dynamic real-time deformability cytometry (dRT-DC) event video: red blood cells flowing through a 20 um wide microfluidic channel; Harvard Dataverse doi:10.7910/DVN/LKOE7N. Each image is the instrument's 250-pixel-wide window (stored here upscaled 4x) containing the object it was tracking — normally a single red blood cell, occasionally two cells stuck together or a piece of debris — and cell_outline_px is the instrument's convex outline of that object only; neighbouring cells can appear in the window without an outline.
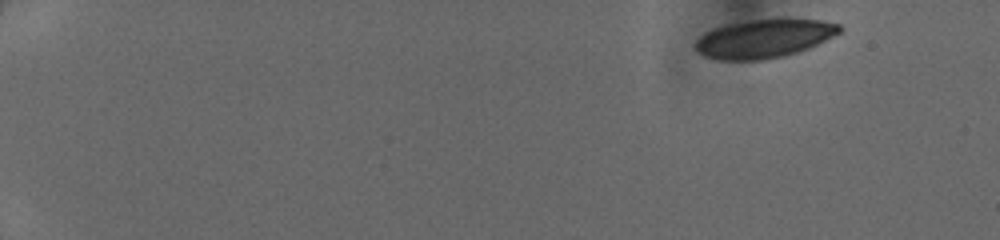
{"species": "human", "species_latin": "Homo sapiens", "temperature_condition": "cold", "stored_images_in_passage": 45, "camera_frame_rate_fps": 3000, "um_per_image_px": 0.085, "donor": {"sex": "female"}, "frame": {"image": 1, "passage_image": 1, "time_ms": 0.0, "image_size_px": [1000, 240], "cell_outline_px": [[840, 32], [808, 48], [784, 56], [764, 60], [720, 60], [704, 56], [696, 52], [696, 40], [704, 32], [712, 28], [728, 24], [752, 20], [780, 16], [784, 16], [820, 20], [840, 24]], "centroid_in_image_um": [64.93, 3.24], "position_along_channel_um": 20.1, "area_um2": 32.95}}
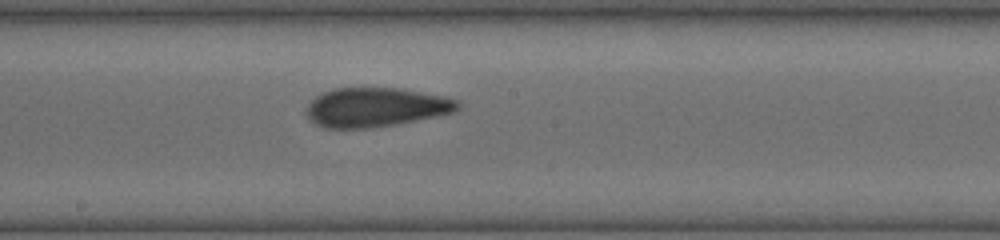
{"frame": {"image": 2, "passage_image": 26, "time_ms": 8.333, "image_size_px": [1000, 240], "cell_outline_px": [[460, 108], [452, 112], [436, 116], [396, 124], [368, 128], [324, 128], [316, 124], [304, 112], [308, 104], [316, 96], [324, 92], [336, 88], [400, 88], [444, 96], [456, 100], [460, 104]], "centroid_in_image_um": [31.92, 9.12], "position_along_channel_um": 216.3, "area_um2": 34.39}}
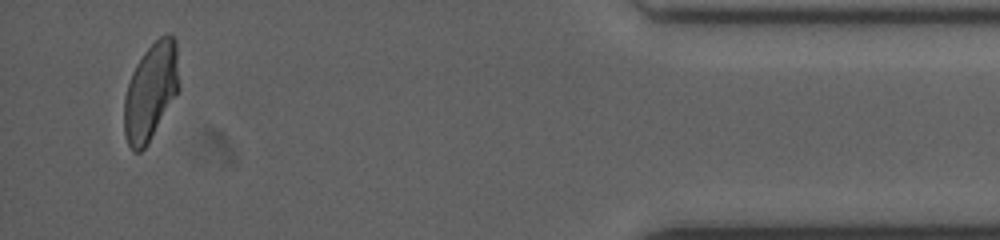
{"frame": {"image": 3, "passage_image": 44, "time_ms": 14.333, "image_size_px": [1000, 240], "cell_outline_px": [[180, 88], [148, 144], [140, 152], [132, 152], [124, 136], [124, 96], [132, 72], [136, 64], [144, 52], [160, 36], [168, 32], [172, 32], [176, 40]], "centroid_in_image_um": [12.82, 7.77], "position_along_channel_um": 422.4, "area_um2": 31.44}}